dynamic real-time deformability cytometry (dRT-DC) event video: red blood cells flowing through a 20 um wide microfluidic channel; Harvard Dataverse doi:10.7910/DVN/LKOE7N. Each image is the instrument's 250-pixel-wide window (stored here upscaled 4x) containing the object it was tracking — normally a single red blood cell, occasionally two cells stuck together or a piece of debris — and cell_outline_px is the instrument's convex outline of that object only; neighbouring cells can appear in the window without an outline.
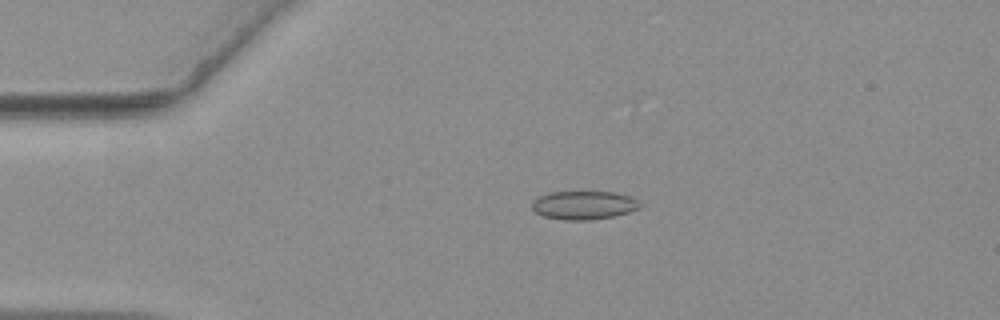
{"species": "common noctule bat (a hibernating species)", "species_latin": "Nyctalus noctula", "temperature_condition": "warm", "stored_images_in_passage": 45, "camera_frame_rate_fps": 3000, "um_per_image_px": 0.085, "animal": {"sex": "female", "body_mass_g": 19.3, "forearm_length_mm": 54.1}, "frame": {"image": 1, "passage_image": 1, "time_ms": 0.0, "image_size_px": [1000, 320], "cell_outline_px": [[644, 204], [640, 208], [616, 216], [592, 220], [564, 220], [544, 216], [536, 212], [532, 208], [532, 200], [548, 192], [616, 192], [632, 196]], "centroid_in_image_um": [49.68, 17.44], "position_along_channel_um": 35.3, "area_um2": 18.21}}
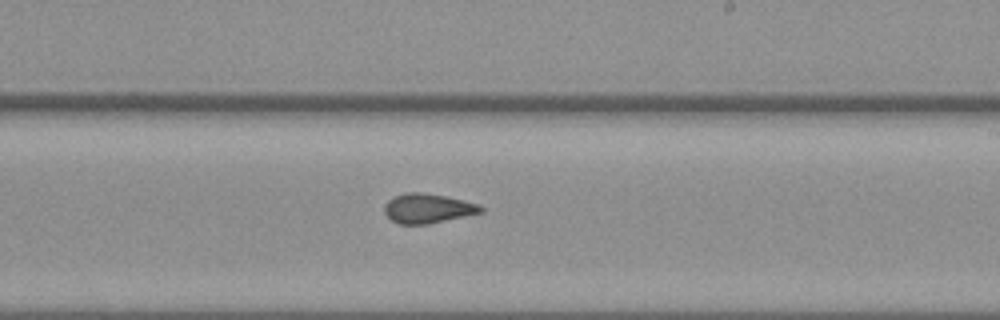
{"frame": {"image": 2, "passage_image": 22, "time_ms": 7.0, "image_size_px": [1000, 320], "cell_outline_px": [[484, 212], [428, 224], [400, 224], [392, 220], [384, 212], [384, 204], [388, 200], [404, 192], [420, 192], [444, 196], [464, 200], [480, 204], [484, 208]], "centroid_in_image_um": [36.38, 17.71], "position_along_channel_um": 252.6, "area_um2": 16.59}}
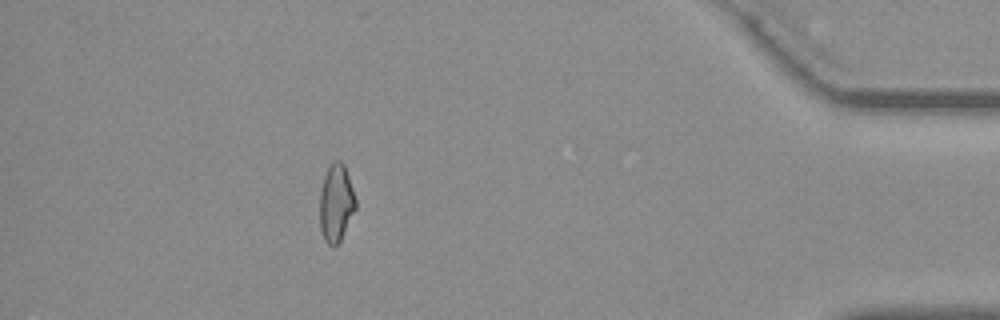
{"frame": {"image": 3, "passage_image": 39, "time_ms": 12.667, "image_size_px": [1000, 320], "cell_outline_px": [[356, 208], [340, 240], [332, 248], [324, 240], [320, 228], [320, 192], [324, 176], [328, 164], [332, 160], [340, 160], [344, 164], [356, 200]], "centroid_in_image_um": [28.55, 17.23], "position_along_channel_um": 406.6, "area_um2": 16.24}, "authors_computed_cell_mechanics": {"area_um2": 16.5886, "velocity_mm_per_s": 3.6581, "shape_relaxation_time_tau1_ms": null, "shape_relaxation_time_tau2_ms": 1.2265, "deformation_change_tau1": null, "deformation_change_tau2": 0.0615}}